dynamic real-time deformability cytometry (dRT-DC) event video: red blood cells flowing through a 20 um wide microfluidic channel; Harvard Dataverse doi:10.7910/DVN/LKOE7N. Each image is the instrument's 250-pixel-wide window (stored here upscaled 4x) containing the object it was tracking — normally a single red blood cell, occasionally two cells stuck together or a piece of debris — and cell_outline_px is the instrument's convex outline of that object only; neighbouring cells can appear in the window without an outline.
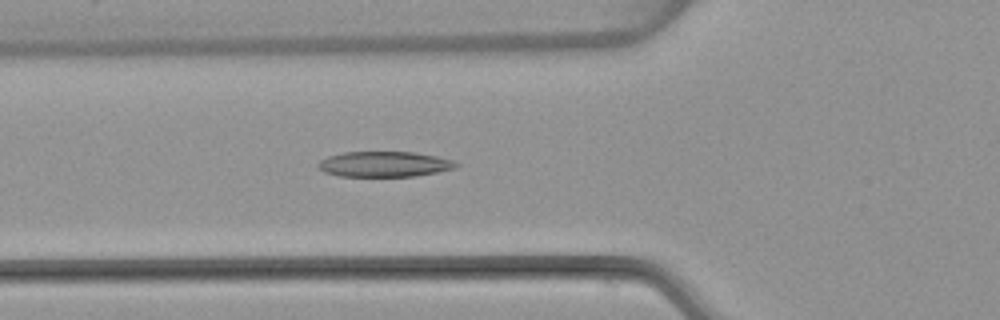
{"species": "common noctule bat (a hibernating species)", "species_latin": "Nyctalus noctula", "temperature_condition": "warm", "stored_images_in_passage": 36, "camera_frame_rate_fps": 3000, "um_per_image_px": 0.085, "animal": {"sex": "female", "body_mass_g": 22.7, "forearm_length_mm": 54.2}, "frame": {"image": 1, "passage_image": 10, "time_ms": 3.0, "image_size_px": [1000, 320], "cell_outline_px": [[460, 164], [456, 168], [436, 172], [412, 176], [340, 176], [324, 172], [316, 164], [320, 160], [328, 156], [344, 152], [412, 152], [436, 156], [452, 160]], "centroid_in_image_um": [32.65, 13.95], "position_along_channel_um": 93.1, "area_um2": 20.29}}
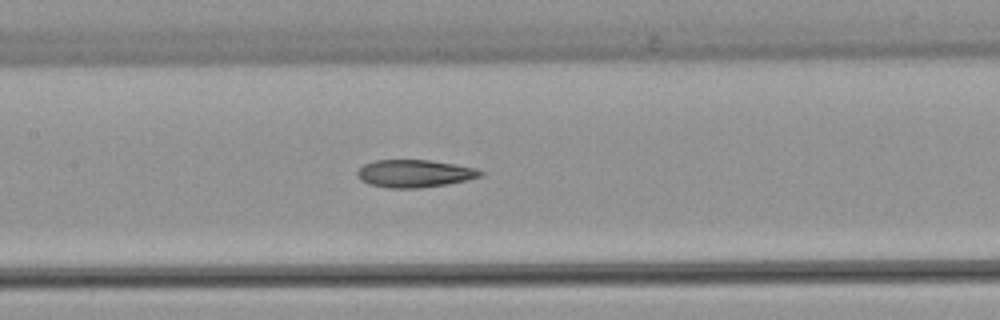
{"frame": {"image": 2, "passage_image": 16, "time_ms": 5.0, "image_size_px": [1000, 320], "cell_outline_px": [[484, 172], [480, 176], [468, 180], [448, 184], [420, 188], [388, 188], [368, 184], [360, 180], [356, 172], [364, 164], [376, 160], [428, 160], [456, 164], [476, 168]], "centroid_in_image_um": [35.23, 14.75], "position_along_channel_um": 172.2, "area_um2": 19.88}}
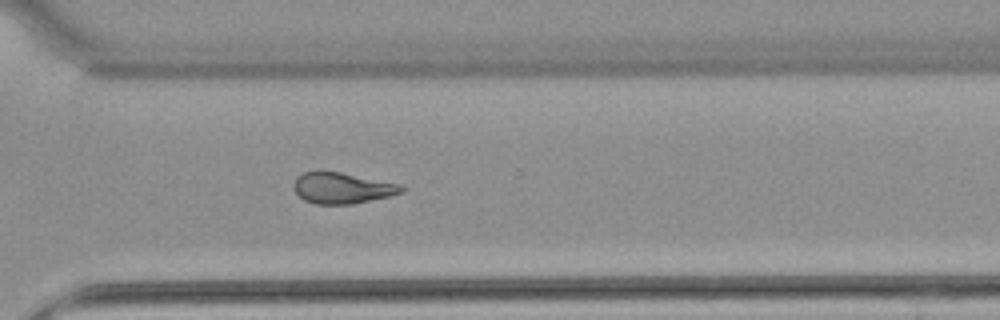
{"frame": {"image": 3, "passage_image": 29, "time_ms": 9.333, "image_size_px": [1000, 320], "cell_outline_px": [[404, 192], [392, 196], [352, 204], [316, 204], [304, 200], [296, 192], [292, 184], [296, 176], [304, 172], [340, 172], [400, 184], [404, 188]], "centroid_in_image_um": [29.09, 15.99], "position_along_channel_um": 341.5, "area_um2": 19.42}, "authors_computed_cell_mechanics": {"area_um2": 20.23, "velocity_mm_per_s": 3.9181, "shape_relaxation_time_tau1_ms": null, "shape_relaxation_time_tau2_ms": 3.3737, "deformation_change_tau1": null, "deformation_change_tau2": 0.1118}}